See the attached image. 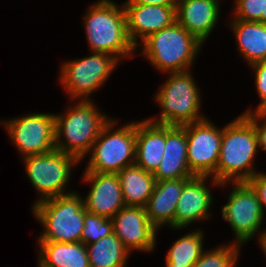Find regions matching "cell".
Returning a JSON list of instances; mask_svg holds the SVG:
<instances>
[{
	"mask_svg": "<svg viewBox=\"0 0 266 267\" xmlns=\"http://www.w3.org/2000/svg\"><path fill=\"white\" fill-rule=\"evenodd\" d=\"M258 139L252 122L242 114L222 129L219 161L213 176L214 185L247 182L257 172L253 159L257 152ZM244 170V171H243Z\"/></svg>",
	"mask_w": 266,
	"mask_h": 267,
	"instance_id": "6da1fadb",
	"label": "cell"
},
{
	"mask_svg": "<svg viewBox=\"0 0 266 267\" xmlns=\"http://www.w3.org/2000/svg\"><path fill=\"white\" fill-rule=\"evenodd\" d=\"M85 16V31L92 52L110 54L118 60L120 56H131L136 47L127 33L124 7L121 9L110 0H100Z\"/></svg>",
	"mask_w": 266,
	"mask_h": 267,
	"instance_id": "7a4b0ae2",
	"label": "cell"
},
{
	"mask_svg": "<svg viewBox=\"0 0 266 267\" xmlns=\"http://www.w3.org/2000/svg\"><path fill=\"white\" fill-rule=\"evenodd\" d=\"M106 118L91 100H81L63 116L55 115V149L82 160L110 121ZM62 135L66 142L61 141Z\"/></svg>",
	"mask_w": 266,
	"mask_h": 267,
	"instance_id": "3957f363",
	"label": "cell"
},
{
	"mask_svg": "<svg viewBox=\"0 0 266 267\" xmlns=\"http://www.w3.org/2000/svg\"><path fill=\"white\" fill-rule=\"evenodd\" d=\"M143 54L160 71H188L202 43L175 21L143 40Z\"/></svg>",
	"mask_w": 266,
	"mask_h": 267,
	"instance_id": "277c9868",
	"label": "cell"
},
{
	"mask_svg": "<svg viewBox=\"0 0 266 267\" xmlns=\"http://www.w3.org/2000/svg\"><path fill=\"white\" fill-rule=\"evenodd\" d=\"M33 212L45 227L38 241L75 243L81 241L85 208L77 193L35 203Z\"/></svg>",
	"mask_w": 266,
	"mask_h": 267,
	"instance_id": "5b68a950",
	"label": "cell"
},
{
	"mask_svg": "<svg viewBox=\"0 0 266 267\" xmlns=\"http://www.w3.org/2000/svg\"><path fill=\"white\" fill-rule=\"evenodd\" d=\"M155 98L163 110L159 119H149L152 123L183 126L205 119L198 115L200 95L189 70L171 73Z\"/></svg>",
	"mask_w": 266,
	"mask_h": 267,
	"instance_id": "8992f818",
	"label": "cell"
},
{
	"mask_svg": "<svg viewBox=\"0 0 266 267\" xmlns=\"http://www.w3.org/2000/svg\"><path fill=\"white\" fill-rule=\"evenodd\" d=\"M115 124L110 120L92 145L86 172L118 173L135 164L136 122L112 132Z\"/></svg>",
	"mask_w": 266,
	"mask_h": 267,
	"instance_id": "52a82bcc",
	"label": "cell"
},
{
	"mask_svg": "<svg viewBox=\"0 0 266 267\" xmlns=\"http://www.w3.org/2000/svg\"><path fill=\"white\" fill-rule=\"evenodd\" d=\"M23 159L30 182L42 195L36 203L71 194L64 193L63 189L69 181L71 166L79 163L75 156L55 149L49 154L30 155Z\"/></svg>",
	"mask_w": 266,
	"mask_h": 267,
	"instance_id": "ba28073f",
	"label": "cell"
},
{
	"mask_svg": "<svg viewBox=\"0 0 266 267\" xmlns=\"http://www.w3.org/2000/svg\"><path fill=\"white\" fill-rule=\"evenodd\" d=\"M118 61L113 55L93 52L89 57L64 63L60 77L62 85L71 98L89 100L87 97L105 83Z\"/></svg>",
	"mask_w": 266,
	"mask_h": 267,
	"instance_id": "9c48e42d",
	"label": "cell"
},
{
	"mask_svg": "<svg viewBox=\"0 0 266 267\" xmlns=\"http://www.w3.org/2000/svg\"><path fill=\"white\" fill-rule=\"evenodd\" d=\"M233 184L228 203L222 207V216L230 223L240 245L260 232L264 214L256 192L247 182Z\"/></svg>",
	"mask_w": 266,
	"mask_h": 267,
	"instance_id": "30bf717a",
	"label": "cell"
},
{
	"mask_svg": "<svg viewBox=\"0 0 266 267\" xmlns=\"http://www.w3.org/2000/svg\"><path fill=\"white\" fill-rule=\"evenodd\" d=\"M5 122L11 140L24 157L55 150V115L35 113Z\"/></svg>",
	"mask_w": 266,
	"mask_h": 267,
	"instance_id": "8fae6325",
	"label": "cell"
},
{
	"mask_svg": "<svg viewBox=\"0 0 266 267\" xmlns=\"http://www.w3.org/2000/svg\"><path fill=\"white\" fill-rule=\"evenodd\" d=\"M187 158L195 176H210L216 171L222 142V130L203 119L186 124Z\"/></svg>",
	"mask_w": 266,
	"mask_h": 267,
	"instance_id": "7c38bea8",
	"label": "cell"
},
{
	"mask_svg": "<svg viewBox=\"0 0 266 267\" xmlns=\"http://www.w3.org/2000/svg\"><path fill=\"white\" fill-rule=\"evenodd\" d=\"M113 233L129 250L151 251L155 247L156 228L151 224L145 207L125 206L111 218Z\"/></svg>",
	"mask_w": 266,
	"mask_h": 267,
	"instance_id": "4fadbf2b",
	"label": "cell"
},
{
	"mask_svg": "<svg viewBox=\"0 0 266 267\" xmlns=\"http://www.w3.org/2000/svg\"><path fill=\"white\" fill-rule=\"evenodd\" d=\"M86 182H92L91 191L83 200L87 212L111 219L125 207L117 173L85 172Z\"/></svg>",
	"mask_w": 266,
	"mask_h": 267,
	"instance_id": "5bb4252c",
	"label": "cell"
},
{
	"mask_svg": "<svg viewBox=\"0 0 266 267\" xmlns=\"http://www.w3.org/2000/svg\"><path fill=\"white\" fill-rule=\"evenodd\" d=\"M126 15L127 33L132 44L137 47L149 35L171 26L176 21L174 7L135 4L131 0L122 5Z\"/></svg>",
	"mask_w": 266,
	"mask_h": 267,
	"instance_id": "9a60e30c",
	"label": "cell"
},
{
	"mask_svg": "<svg viewBox=\"0 0 266 267\" xmlns=\"http://www.w3.org/2000/svg\"><path fill=\"white\" fill-rule=\"evenodd\" d=\"M153 175L157 182L195 176L188 165L186 125H165V152Z\"/></svg>",
	"mask_w": 266,
	"mask_h": 267,
	"instance_id": "2e32d148",
	"label": "cell"
},
{
	"mask_svg": "<svg viewBox=\"0 0 266 267\" xmlns=\"http://www.w3.org/2000/svg\"><path fill=\"white\" fill-rule=\"evenodd\" d=\"M209 176L185 178L181 196L178 199L175 213V229L186 227L196 220L208 217V209L213 200L205 181Z\"/></svg>",
	"mask_w": 266,
	"mask_h": 267,
	"instance_id": "e0dca14e",
	"label": "cell"
},
{
	"mask_svg": "<svg viewBox=\"0 0 266 267\" xmlns=\"http://www.w3.org/2000/svg\"><path fill=\"white\" fill-rule=\"evenodd\" d=\"M218 16V0H180L176 8V21L202 44L216 25Z\"/></svg>",
	"mask_w": 266,
	"mask_h": 267,
	"instance_id": "ac0fdd59",
	"label": "cell"
},
{
	"mask_svg": "<svg viewBox=\"0 0 266 267\" xmlns=\"http://www.w3.org/2000/svg\"><path fill=\"white\" fill-rule=\"evenodd\" d=\"M185 179H171L156 182L153 193L145 206L151 224L158 230L163 224L175 228V213Z\"/></svg>",
	"mask_w": 266,
	"mask_h": 267,
	"instance_id": "d6986e66",
	"label": "cell"
},
{
	"mask_svg": "<svg viewBox=\"0 0 266 267\" xmlns=\"http://www.w3.org/2000/svg\"><path fill=\"white\" fill-rule=\"evenodd\" d=\"M165 152V125L149 120L136 122L135 164L143 170L154 173Z\"/></svg>",
	"mask_w": 266,
	"mask_h": 267,
	"instance_id": "ffe728a7",
	"label": "cell"
},
{
	"mask_svg": "<svg viewBox=\"0 0 266 267\" xmlns=\"http://www.w3.org/2000/svg\"><path fill=\"white\" fill-rule=\"evenodd\" d=\"M39 243V267H90L84 243L48 242Z\"/></svg>",
	"mask_w": 266,
	"mask_h": 267,
	"instance_id": "44dd1931",
	"label": "cell"
},
{
	"mask_svg": "<svg viewBox=\"0 0 266 267\" xmlns=\"http://www.w3.org/2000/svg\"><path fill=\"white\" fill-rule=\"evenodd\" d=\"M117 175L125 205L145 207L157 182L153 173L133 164L122 169Z\"/></svg>",
	"mask_w": 266,
	"mask_h": 267,
	"instance_id": "7402d4cb",
	"label": "cell"
},
{
	"mask_svg": "<svg viewBox=\"0 0 266 267\" xmlns=\"http://www.w3.org/2000/svg\"><path fill=\"white\" fill-rule=\"evenodd\" d=\"M238 48L250 65L266 61V24L255 21H232Z\"/></svg>",
	"mask_w": 266,
	"mask_h": 267,
	"instance_id": "603a6c76",
	"label": "cell"
},
{
	"mask_svg": "<svg viewBox=\"0 0 266 267\" xmlns=\"http://www.w3.org/2000/svg\"><path fill=\"white\" fill-rule=\"evenodd\" d=\"M85 246L90 267H125L129 250L114 233Z\"/></svg>",
	"mask_w": 266,
	"mask_h": 267,
	"instance_id": "cb8c5ba5",
	"label": "cell"
},
{
	"mask_svg": "<svg viewBox=\"0 0 266 267\" xmlns=\"http://www.w3.org/2000/svg\"><path fill=\"white\" fill-rule=\"evenodd\" d=\"M194 231L178 239L166 256L165 267H193L203 252V233Z\"/></svg>",
	"mask_w": 266,
	"mask_h": 267,
	"instance_id": "d4e9b609",
	"label": "cell"
},
{
	"mask_svg": "<svg viewBox=\"0 0 266 267\" xmlns=\"http://www.w3.org/2000/svg\"><path fill=\"white\" fill-rule=\"evenodd\" d=\"M240 246L235 242L232 245L220 246L211 251H203L193 267H234Z\"/></svg>",
	"mask_w": 266,
	"mask_h": 267,
	"instance_id": "484cf974",
	"label": "cell"
},
{
	"mask_svg": "<svg viewBox=\"0 0 266 267\" xmlns=\"http://www.w3.org/2000/svg\"><path fill=\"white\" fill-rule=\"evenodd\" d=\"M113 233L111 219L87 212L85 210L81 242L85 245L97 242L100 238Z\"/></svg>",
	"mask_w": 266,
	"mask_h": 267,
	"instance_id": "4316f807",
	"label": "cell"
},
{
	"mask_svg": "<svg viewBox=\"0 0 266 267\" xmlns=\"http://www.w3.org/2000/svg\"><path fill=\"white\" fill-rule=\"evenodd\" d=\"M264 0H236V18L242 21L261 22Z\"/></svg>",
	"mask_w": 266,
	"mask_h": 267,
	"instance_id": "83f0119b",
	"label": "cell"
},
{
	"mask_svg": "<svg viewBox=\"0 0 266 267\" xmlns=\"http://www.w3.org/2000/svg\"><path fill=\"white\" fill-rule=\"evenodd\" d=\"M255 70L256 87L261 101L254 113L266 114V61L251 65Z\"/></svg>",
	"mask_w": 266,
	"mask_h": 267,
	"instance_id": "f1b7e54d",
	"label": "cell"
},
{
	"mask_svg": "<svg viewBox=\"0 0 266 267\" xmlns=\"http://www.w3.org/2000/svg\"><path fill=\"white\" fill-rule=\"evenodd\" d=\"M244 115L252 122V124L255 127V131L257 134V139H258V146L262 147L263 150L266 151V114H257L252 111H246ZM259 119L263 121L264 123L259 126ZM262 126V127H261Z\"/></svg>",
	"mask_w": 266,
	"mask_h": 267,
	"instance_id": "f546056e",
	"label": "cell"
},
{
	"mask_svg": "<svg viewBox=\"0 0 266 267\" xmlns=\"http://www.w3.org/2000/svg\"><path fill=\"white\" fill-rule=\"evenodd\" d=\"M247 183L252 187L258 196V200L261 203V208L264 213V208L266 207V174L256 173L252 178H250Z\"/></svg>",
	"mask_w": 266,
	"mask_h": 267,
	"instance_id": "4dcf8cb0",
	"label": "cell"
},
{
	"mask_svg": "<svg viewBox=\"0 0 266 267\" xmlns=\"http://www.w3.org/2000/svg\"><path fill=\"white\" fill-rule=\"evenodd\" d=\"M131 1L135 4L160 5V6L174 7L176 9L178 2L180 0H131Z\"/></svg>",
	"mask_w": 266,
	"mask_h": 267,
	"instance_id": "1f68e13d",
	"label": "cell"
},
{
	"mask_svg": "<svg viewBox=\"0 0 266 267\" xmlns=\"http://www.w3.org/2000/svg\"><path fill=\"white\" fill-rule=\"evenodd\" d=\"M259 234H261L260 237H258V238H260L259 239L260 245H261L263 252L265 253V256H266V230L264 232L259 233Z\"/></svg>",
	"mask_w": 266,
	"mask_h": 267,
	"instance_id": "d6a6232c",
	"label": "cell"
},
{
	"mask_svg": "<svg viewBox=\"0 0 266 267\" xmlns=\"http://www.w3.org/2000/svg\"><path fill=\"white\" fill-rule=\"evenodd\" d=\"M261 23L266 24V0H264L263 11L261 12Z\"/></svg>",
	"mask_w": 266,
	"mask_h": 267,
	"instance_id": "836d02e7",
	"label": "cell"
}]
</instances>
